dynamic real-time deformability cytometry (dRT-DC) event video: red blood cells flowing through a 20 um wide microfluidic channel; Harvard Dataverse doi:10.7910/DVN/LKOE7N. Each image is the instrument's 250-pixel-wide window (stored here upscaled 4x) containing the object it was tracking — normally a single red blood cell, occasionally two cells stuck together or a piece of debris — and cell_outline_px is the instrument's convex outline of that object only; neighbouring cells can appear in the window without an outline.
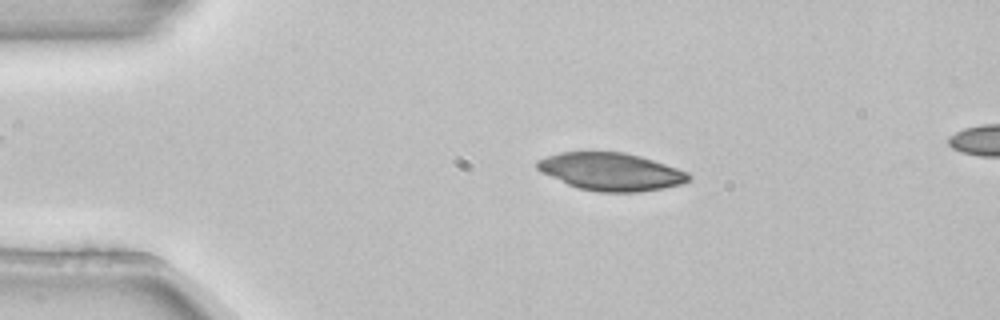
{"species": "common noctule bat (a hibernating species)", "species_latin": "Nyctalus noctula", "temperature_condition": "room temperature", "stored_images_in_passage": 2, "segment_of_instrument_passage": [1, 2], "camera_frame_rate_fps": 3000, "um_per_image_px": 0.085, "animal": {"sex": "female", "body_mass_g": 22.7, "forearm_length_mm": 54.2}, "frame": {"image": 1, "passage_image": 1, "time_ms": 0.0, "image_size_px": [1000, 320], "cell_outline_px": [[692, 176], [684, 184], [636, 192], [600, 192], [580, 188], [568, 184], [540, 172], [536, 168], [536, 160], [560, 152], [624, 152], [640, 156], [688, 172]], "centroid_in_image_um": [51.91, 14.59], "position_along_channel_um": 33.1, "area_um2": 33.0}}